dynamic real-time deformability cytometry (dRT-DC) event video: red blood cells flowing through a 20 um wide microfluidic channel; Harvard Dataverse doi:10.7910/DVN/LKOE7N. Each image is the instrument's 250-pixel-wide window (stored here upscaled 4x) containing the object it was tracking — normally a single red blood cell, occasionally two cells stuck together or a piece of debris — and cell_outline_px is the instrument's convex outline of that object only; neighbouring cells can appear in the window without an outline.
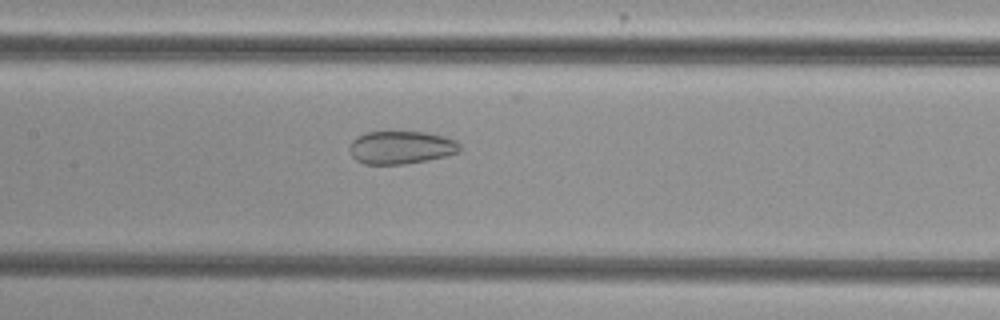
{"species": "common noctule bat (a hibernating species)", "species_latin": "Nyctalus noctula", "temperature_condition": "cold", "stored_images_in_passage": 46, "camera_frame_rate_fps": 3000, "um_per_image_px": 0.085, "animal": {"sex": "female", "body_mass_g": 29.2, "forearm_length_mm": 56.3}, "frame": {"image": 1, "passage_image": 18, "time_ms": 5.667, "image_size_px": [1000, 320], "cell_outline_px": [[460, 152], [428, 160], [404, 164], [364, 164], [356, 160], [352, 156], [348, 148], [352, 140], [356, 136], [368, 132], [428, 132], [444, 136], [456, 140], [460, 144]], "centroid_in_image_um": [34.08, 12.53], "position_along_channel_um": 173.3, "area_um2": 21.33}}
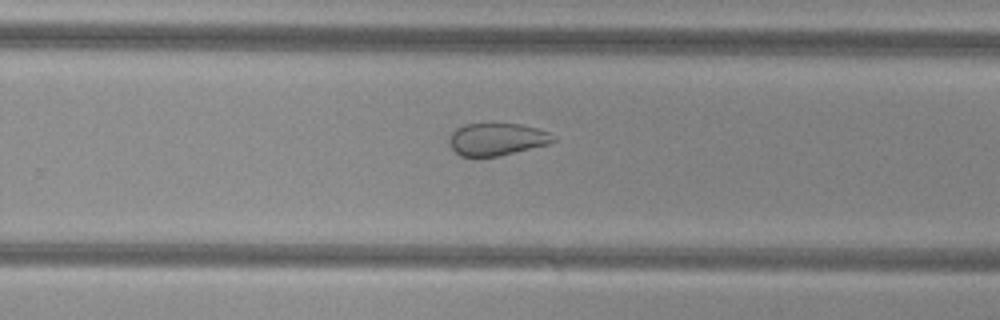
{"frame": {"image": 2, "passage_image": 27, "time_ms": 8.667, "image_size_px": [1000, 320], "cell_outline_px": [[556, 140], [548, 144], [500, 156], [460, 156], [448, 144], [448, 136], [456, 128], [464, 124], [520, 124], [536, 128], [548, 132], [556, 136]], "centroid_in_image_um": [42.21, 11.84], "position_along_channel_um": 287.6, "area_um2": 19.65}}
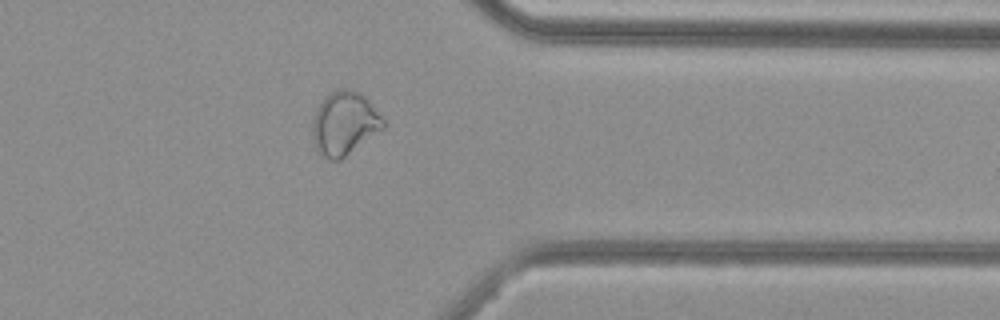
{"frame": {"image": 3, "passage_image": 35, "time_ms": 11.333, "image_size_px": [1000, 320], "cell_outline_px": [[384, 128], [340, 160], [328, 160], [320, 156], [316, 152], [312, 136], [312, 120], [316, 108], [332, 92], [340, 88], [352, 88], [360, 92], [368, 100], [384, 120]], "centroid_in_image_um": [29.24, 10.51], "position_along_channel_um": 382.2, "area_um2": 26.24}, "authors_computed_cell_mechanics": {"area_um2": 26.7325, "velocity_mm_per_s": 3.8198, "shape_relaxation_time_tau1_ms": null, "shape_relaxation_time_tau2_ms": 2.8142, "deformation_change_tau1": null, "deformation_change_tau2": 0.0923}}